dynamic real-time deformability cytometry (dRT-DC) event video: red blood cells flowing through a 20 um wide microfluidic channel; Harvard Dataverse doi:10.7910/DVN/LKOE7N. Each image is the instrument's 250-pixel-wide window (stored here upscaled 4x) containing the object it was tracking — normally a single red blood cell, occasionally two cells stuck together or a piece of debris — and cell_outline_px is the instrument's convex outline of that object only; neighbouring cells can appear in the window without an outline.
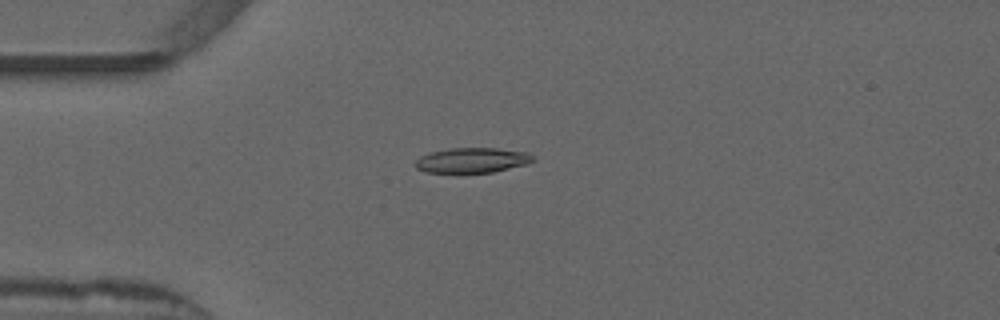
{"species": "common noctule bat (a hibernating species)", "species_latin": "Nyctalus noctula", "temperature_condition": "warm", "stored_images_in_passage": 45, "camera_frame_rate_fps": 3000, "um_per_image_px": 0.085, "animal": {"sex": "male", "forearm_length_mm": 52.5}, "frame": {"image": 1, "passage_image": 6, "time_ms": 1.667, "image_size_px": [1000, 320], "cell_outline_px": [[536, 160], [528, 164], [492, 172], [428, 172], [416, 168], [416, 160], [420, 156], [432, 152], [448, 148], [496, 148], [528, 152], [536, 156]], "centroid_in_image_um": [40.21, 13.61], "position_along_channel_um": 44.8, "area_um2": 17.17}}
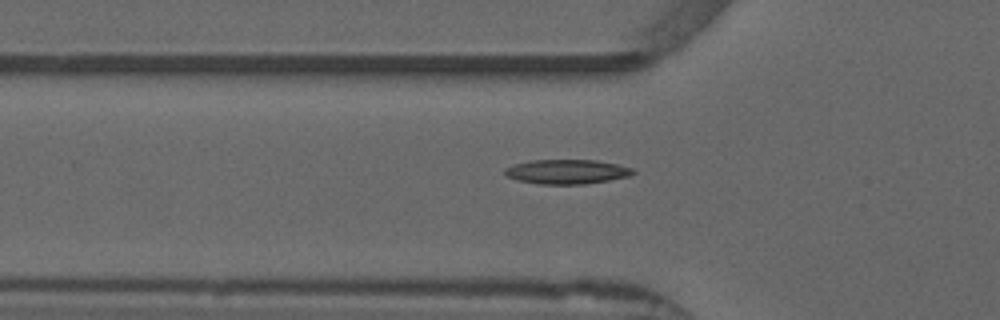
{"frame": {"image": 2, "passage_image": 10, "time_ms": 3.0, "image_size_px": [1000, 320], "cell_outline_px": [[636, 172], [628, 176], [608, 180], [584, 184], [540, 184], [516, 180], [508, 176], [504, 172], [504, 168], [516, 164], [532, 160], [596, 160], [616, 164], [632, 168]], "centroid_in_image_um": [48.17, 14.59], "position_along_channel_um": 77.6, "area_um2": 18.09}}
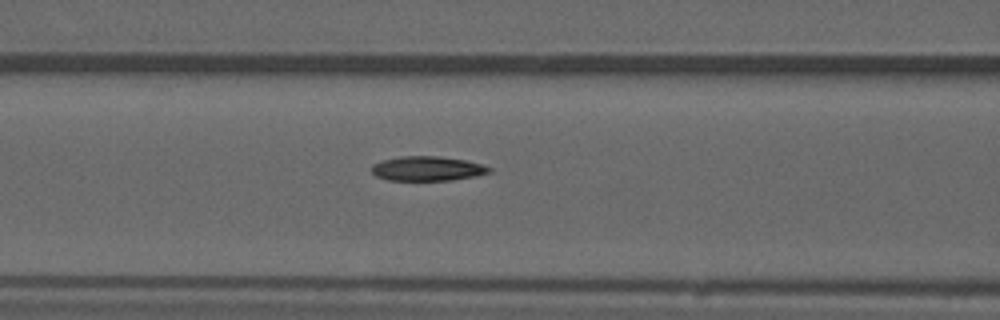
{"frame": {"image": 3, "passage_image": 14, "time_ms": 4.333, "image_size_px": [1000, 320], "cell_outline_px": [[492, 172], [476, 176], [452, 180], [388, 180], [376, 176], [372, 172], [372, 164], [384, 160], [400, 156], [440, 156], [464, 160], [484, 164], [492, 168]], "centroid_in_image_um": [36.37, 14.33], "position_along_channel_um": 130.2, "area_um2": 16.88}, "authors_computed_cell_mechanics": {"area_um2": 16.8198, "velocity_mm_per_s": 3.8968, "shape_relaxation_time_tau1_ms": null, "shape_relaxation_time_tau2_ms": 6.5046, "deformation_change_tau1": null, "deformation_change_tau2": 0.1174}}